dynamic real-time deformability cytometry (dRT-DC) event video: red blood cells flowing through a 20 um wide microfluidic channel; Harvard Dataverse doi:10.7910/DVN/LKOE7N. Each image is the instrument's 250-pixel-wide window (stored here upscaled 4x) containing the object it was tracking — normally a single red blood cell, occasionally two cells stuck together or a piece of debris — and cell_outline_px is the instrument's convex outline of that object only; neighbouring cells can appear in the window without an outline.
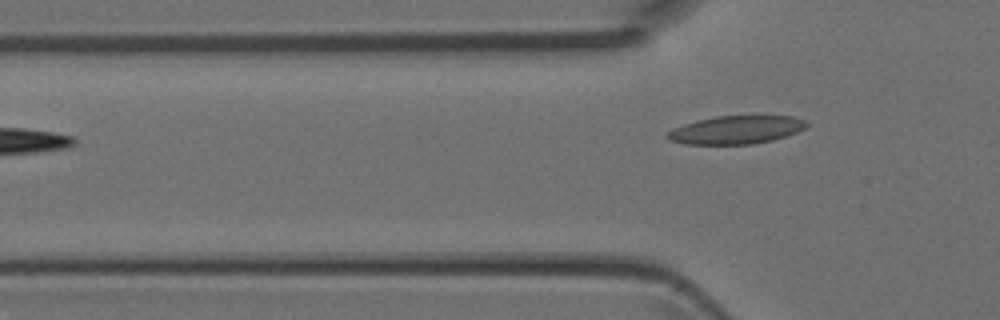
{"species": "Egyptian fruit bat (a non-hibernating species)", "species_latin": "Rousettus aegyptiacus", "temperature_condition": "room temperature", "stored_images_in_passage": 4, "camera_frame_rate_fps": 3000, "um_per_image_px": 0.085, "animal": {"sex": "female"}, "frame": {"image": 1, "passage_image": 4, "time_ms": 1.0, "image_size_px": [1000, 320], "cell_outline_px": [[808, 124], [804, 128], [788, 136], [772, 140], [752, 144], [684, 144], [668, 140], [664, 136], [672, 128], [696, 120], [716, 116], [792, 116], [804, 120]], "centroid_in_image_um": [62.53, 11.04], "position_along_channel_um": 63.3, "area_um2": 22.89}}